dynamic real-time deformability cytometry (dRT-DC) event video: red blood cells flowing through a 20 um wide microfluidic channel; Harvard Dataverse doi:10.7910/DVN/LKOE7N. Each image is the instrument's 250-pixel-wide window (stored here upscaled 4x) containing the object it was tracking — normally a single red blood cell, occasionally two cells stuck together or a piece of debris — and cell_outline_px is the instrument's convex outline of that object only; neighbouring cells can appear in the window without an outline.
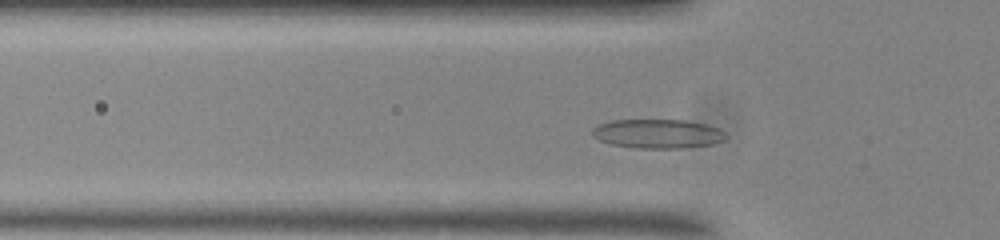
{"species": "common noctule bat (a hibernating species)", "species_latin": "Nyctalus noctula", "temperature_condition": "room temperature", "stored_images_in_passage": 48, "camera_frame_rate_fps": 3000, "um_per_image_px": 0.085, "animal": {"sex": "male", "body_mass_g": 20.0, "forearm_length_mm": 53.3}, "frame": {"image": 1, "passage_image": 10, "time_ms": 3.0, "image_size_px": [1000, 240], "cell_outline_px": [[728, 136], [724, 140], [712, 144], [680, 148], [636, 148], [612, 144], [600, 140], [592, 136], [592, 128], [600, 124], [612, 120], [684, 120], [704, 124], [720, 128]], "centroid_in_image_um": [55.91, 11.36], "position_along_channel_um": 69.9, "area_um2": 22.6}}
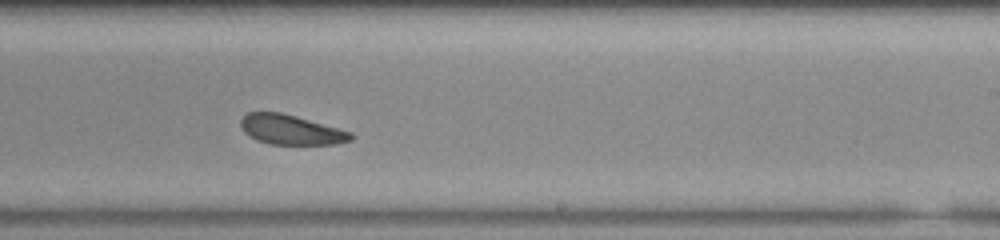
{"frame": {"image": 2, "passage_image": 26, "time_ms": 8.333, "image_size_px": [1000, 240], "cell_outline_px": [[356, 136], [352, 140], [336, 144], [268, 144], [256, 140], [244, 132], [240, 124], [240, 120], [248, 112], [280, 112], [296, 116], [352, 132]], "centroid_in_image_um": [24.74, 11.03], "position_along_channel_um": 264.3, "area_um2": 19.13}}
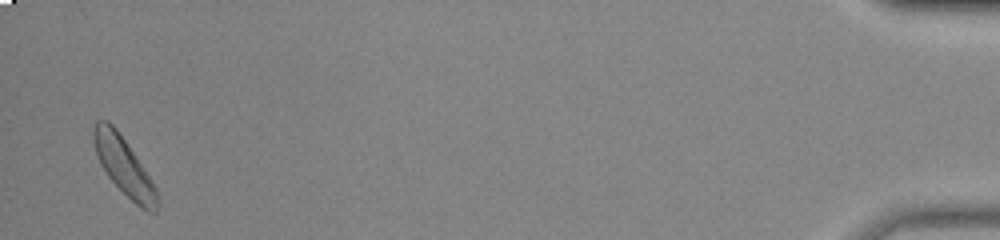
{"frame": {"image": 3, "passage_image": 47, "time_ms": 15.333, "image_size_px": [1000, 240], "cell_outline_px": [[160, 204], [156, 212], [148, 212], [140, 208], [108, 176], [100, 164], [92, 140], [92, 128], [96, 120], [108, 120], [116, 128], [156, 188]], "centroid_in_image_um": [10.51, 14.13], "position_along_channel_um": 424.7, "area_um2": 20.92}, "authors_computed_cell_mechanics": {"area_um2": 20.4901, "velocity_mm_per_s": 3.6422, "shape_relaxation_time_tau1_ms": 1.4133, "shape_relaxation_time_tau2_ms": 7.2497, "deformation_change_tau1": 0.0573, "deformation_change_tau2": 0.1799}}